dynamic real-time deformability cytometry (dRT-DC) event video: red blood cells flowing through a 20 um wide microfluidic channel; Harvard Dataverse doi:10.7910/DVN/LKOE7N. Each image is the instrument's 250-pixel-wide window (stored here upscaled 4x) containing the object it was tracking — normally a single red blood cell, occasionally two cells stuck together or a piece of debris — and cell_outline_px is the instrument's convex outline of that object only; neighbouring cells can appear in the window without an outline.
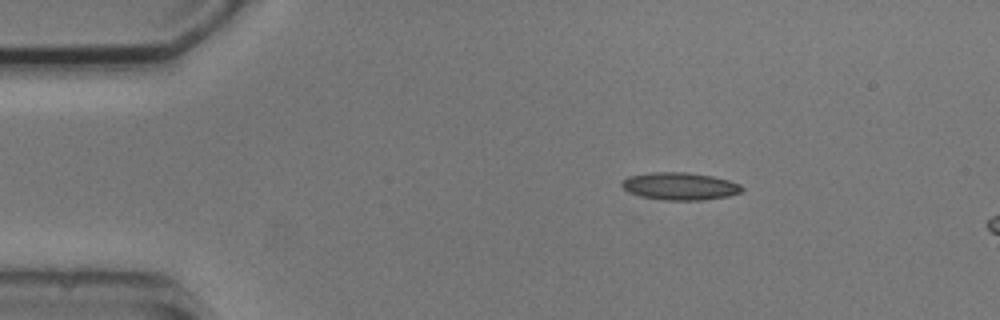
{"species": "common noctule bat (a hibernating species)", "species_latin": "Nyctalus noctula", "temperature_condition": "cold", "stored_images_in_passage": 5, "camera_frame_rate_fps": 3000, "um_per_image_px": 0.085, "animal": {"sex": "male", "body_mass_g": 20.5, "forearm_length_mm": 52.5}, "frame": {"image": 1, "passage_image": 5, "time_ms": 7.0, "image_size_px": [1000, 320], "cell_outline_px": [[744, 188], [740, 192], [728, 196], [700, 200], [668, 200], [640, 196], [628, 192], [620, 184], [628, 176], [652, 172], [688, 172], [712, 176], [728, 180], [740, 184]], "centroid_in_image_um": [57.78, 15.82], "position_along_channel_um": 27.2, "area_um2": 19.13}}